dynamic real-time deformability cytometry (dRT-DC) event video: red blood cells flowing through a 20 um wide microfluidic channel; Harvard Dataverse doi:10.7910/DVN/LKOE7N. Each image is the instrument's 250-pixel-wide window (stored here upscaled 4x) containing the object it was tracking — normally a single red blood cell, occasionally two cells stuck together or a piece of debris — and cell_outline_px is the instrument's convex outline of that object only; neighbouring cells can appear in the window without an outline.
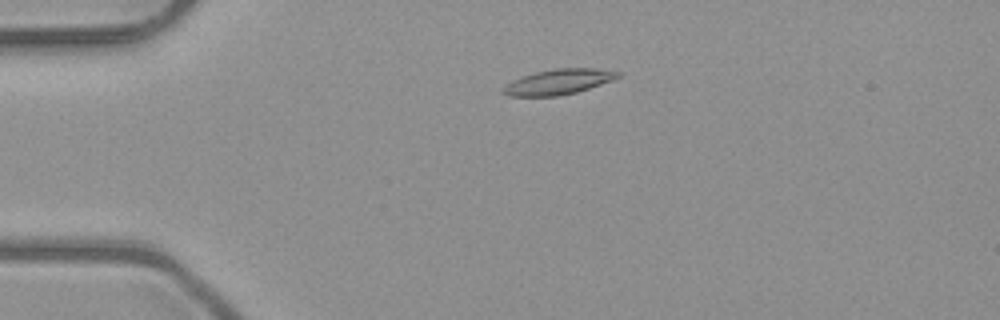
{"species": "common noctule bat (a hibernating species)", "species_latin": "Nyctalus noctula", "temperature_condition": "room temperature", "stored_images_in_passage": 47, "camera_frame_rate_fps": 3000, "um_per_image_px": 0.085, "animal": {"sex": "male", "body_mass_g": 23.1, "forearm_length_mm": 52.7}, "frame": {"image": 1, "passage_image": 7, "time_ms": 2.0, "image_size_px": [1000, 320], "cell_outline_px": [[620, 76], [612, 80], [576, 92], [556, 96], [508, 96], [500, 92], [500, 88], [524, 76], [536, 72], [556, 68], [596, 68], [620, 72]], "centroid_in_image_um": [47.45, 6.96], "position_along_channel_um": 37.5, "area_um2": 16.65}}
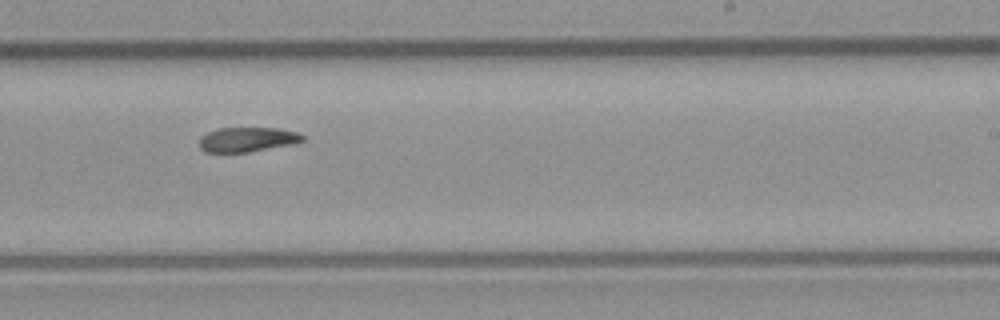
{"frame": {"image": 2, "passage_image": 27, "time_ms": 8.667, "image_size_px": [1000, 320], "cell_outline_px": [[304, 140], [288, 144], [248, 152], [204, 152], [200, 148], [200, 136], [216, 128], [280, 128], [296, 132], [304, 136]], "centroid_in_image_um": [20.96, 11.84], "position_along_channel_um": 268.0, "area_um2": 14.62}}
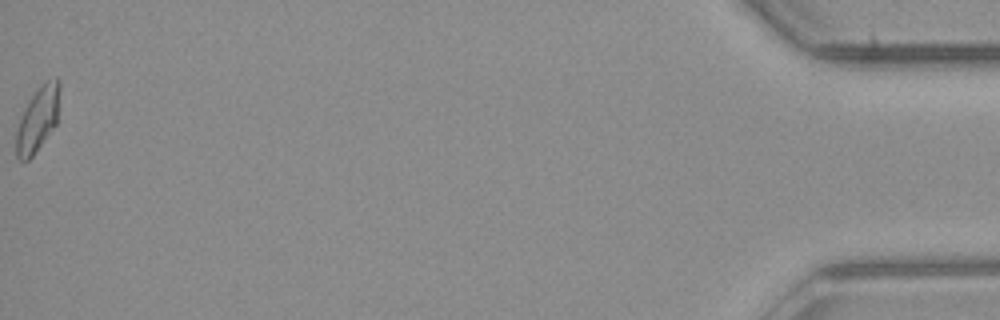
{"frame": {"image": 3, "passage_image": 47, "time_ms": 15.333, "image_size_px": [1000, 320], "cell_outline_px": [[60, 88], [56, 124], [32, 156], [28, 160], [20, 160], [16, 156], [16, 132], [24, 108], [28, 100], [48, 80], [56, 76], [60, 80]], "centroid_in_image_um": [3.21, 10.12], "position_along_channel_um": 432.0, "area_um2": 16.01}, "authors_computed_cell_mechanics": {"area_um2": 16.184, "velocity_mm_per_s": 4.0237, "shape_relaxation_time_tau1_ms": 7.3413, "shape_relaxation_time_tau2_ms": 4.4957, "deformation_change_tau1": 0.1932, "deformation_change_tau2": 0.12}}